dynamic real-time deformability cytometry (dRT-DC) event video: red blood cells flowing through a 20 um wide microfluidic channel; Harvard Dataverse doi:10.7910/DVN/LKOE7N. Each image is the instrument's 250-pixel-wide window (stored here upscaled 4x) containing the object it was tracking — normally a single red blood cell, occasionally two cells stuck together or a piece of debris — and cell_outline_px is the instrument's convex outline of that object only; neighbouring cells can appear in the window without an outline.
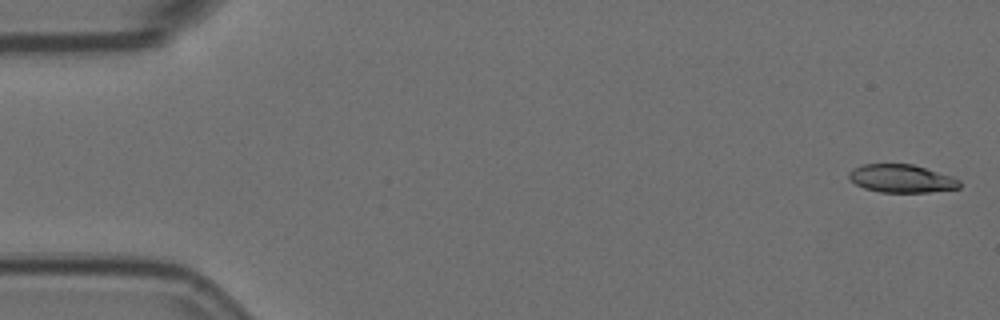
{"species": "Egyptian fruit bat (a non-hibernating species)", "species_latin": "Rousettus aegyptiacus", "temperature_condition": "room temperature", "stored_images_in_passage": 5, "camera_frame_rate_fps": 3000, "um_per_image_px": 0.085, "animal": {"sex": "female"}, "frame": {"image": 1, "passage_image": 1, "time_ms": 0.0, "image_size_px": [1000, 320], "cell_outline_px": [[960, 188], [928, 192], [880, 192], [864, 188], [856, 184], [848, 176], [848, 172], [864, 164], [912, 164], [952, 176], [960, 180]], "centroid_in_image_um": [76.65, 15.18], "position_along_channel_um": 8.4, "area_um2": 17.92}}
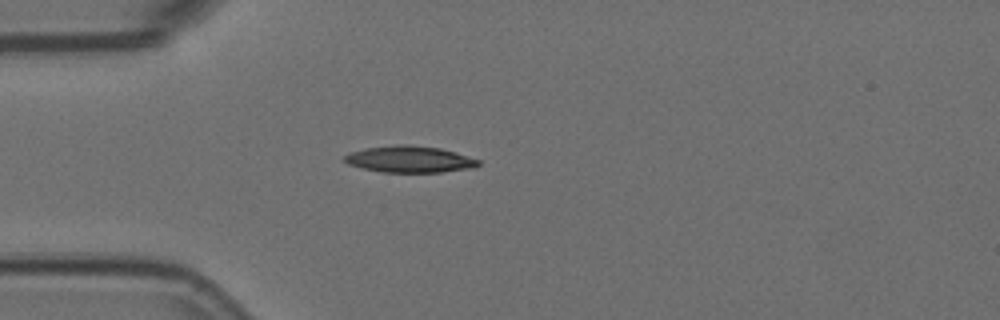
{"frame": {"image": 2, "passage_image": 5, "time_ms": 1.333, "image_size_px": [1000, 320], "cell_outline_px": [[480, 164], [472, 168], [440, 172], [384, 172], [364, 168], [348, 164], [344, 160], [344, 156], [348, 152], [368, 148], [396, 144], [408, 144], [440, 148], [456, 152], [480, 160]], "centroid_in_image_um": [34.83, 13.53], "position_along_channel_um": 50.2, "area_um2": 20.63}}